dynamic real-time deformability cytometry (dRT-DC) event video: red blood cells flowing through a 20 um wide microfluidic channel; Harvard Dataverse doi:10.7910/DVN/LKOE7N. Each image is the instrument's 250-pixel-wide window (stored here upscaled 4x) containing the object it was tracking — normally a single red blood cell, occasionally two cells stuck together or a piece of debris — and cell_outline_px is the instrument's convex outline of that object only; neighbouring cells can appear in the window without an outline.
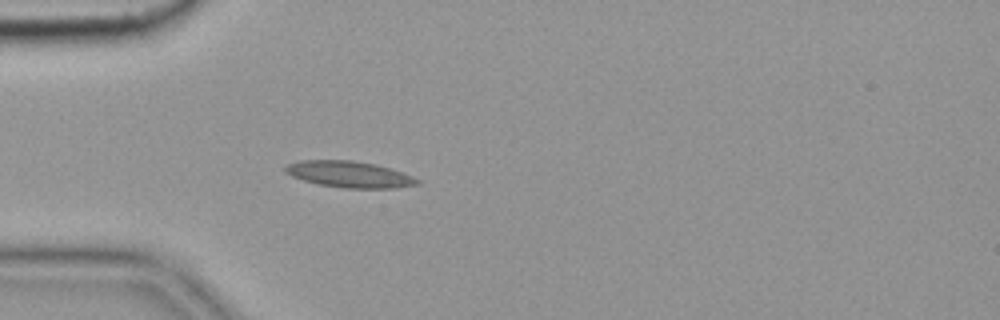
{"species": "common noctule bat (a hibernating species)", "species_latin": "Nyctalus noctula", "temperature_condition": "cold", "stored_images_in_passage": 4, "camera_frame_rate_fps": 3000, "um_per_image_px": 0.085, "animal": {"sex": "female", "body_mass_g": 19.9}, "frame": {"image": 1, "passage_image": 4, "time_ms": 1.0, "image_size_px": [1000, 320], "cell_outline_px": [[420, 184], [396, 188], [344, 188], [320, 184], [304, 180], [292, 176], [284, 172], [284, 168], [288, 164], [300, 160], [352, 160], [376, 164], [412, 176], [420, 180]], "centroid_in_image_um": [29.69, 14.81], "position_along_channel_um": 55.3, "area_um2": 20.11}}